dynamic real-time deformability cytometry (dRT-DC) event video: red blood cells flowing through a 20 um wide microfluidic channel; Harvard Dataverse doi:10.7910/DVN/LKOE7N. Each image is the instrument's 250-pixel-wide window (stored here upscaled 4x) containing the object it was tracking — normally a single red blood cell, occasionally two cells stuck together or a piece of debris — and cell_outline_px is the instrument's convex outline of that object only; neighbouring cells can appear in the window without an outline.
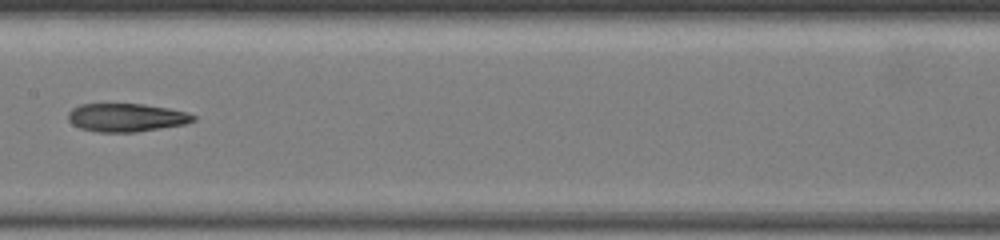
{"species": "common noctule bat (a hibernating species)", "species_latin": "Nyctalus noctula", "temperature_condition": "warm", "stored_images_in_passage": 10, "camera_frame_rate_fps": 3000, "um_per_image_px": 0.085, "animal": {"sex": "female", "body_mass_g": 19.5, "forearm_length_mm": 54.1}, "frame": {"image": 1, "passage_image": 7, "time_ms": 3.333, "image_size_px": [1000, 240], "cell_outline_px": [[196, 120], [184, 124], [136, 132], [100, 132], [80, 128], [72, 124], [68, 120], [68, 112], [72, 108], [80, 104], [144, 104], [168, 108], [188, 112], [196, 116]], "centroid_in_image_um": [10.73, 9.98], "position_along_channel_um": 196.7, "area_um2": 20.63}}